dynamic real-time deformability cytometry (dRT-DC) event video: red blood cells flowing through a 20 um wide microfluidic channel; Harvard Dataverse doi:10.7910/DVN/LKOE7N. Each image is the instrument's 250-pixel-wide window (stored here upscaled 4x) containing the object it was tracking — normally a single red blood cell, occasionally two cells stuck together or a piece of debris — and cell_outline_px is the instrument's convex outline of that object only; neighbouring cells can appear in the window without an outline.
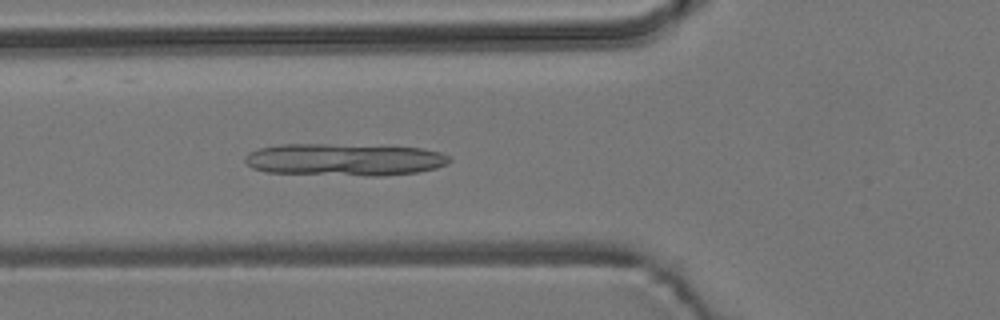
{"species": "common noctule bat (a hibernating species)", "species_latin": "Nyctalus noctula", "temperature_condition": "room temperature", "stored_images_in_passage": 6, "camera_frame_rate_fps": 3000, "um_per_image_px": 0.085, "animal": {"sex": "male", "body_mass_g": 19.2, "forearm_length_mm": 51.8}, "frame": {"image": 1, "passage_image": 6, "time_ms": 5.667, "image_size_px": [1000, 320], "cell_outline_px": [[452, 160], [448, 164], [436, 168], [416, 172], [384, 176], [364, 176], [264, 172], [252, 168], [244, 160], [244, 156], [248, 152], [260, 148], [280, 144], [328, 144], [420, 148], [440, 152], [452, 156]], "centroid_in_image_um": [29.28, 13.57], "position_along_channel_um": 96.5, "area_um2": 38.67}}